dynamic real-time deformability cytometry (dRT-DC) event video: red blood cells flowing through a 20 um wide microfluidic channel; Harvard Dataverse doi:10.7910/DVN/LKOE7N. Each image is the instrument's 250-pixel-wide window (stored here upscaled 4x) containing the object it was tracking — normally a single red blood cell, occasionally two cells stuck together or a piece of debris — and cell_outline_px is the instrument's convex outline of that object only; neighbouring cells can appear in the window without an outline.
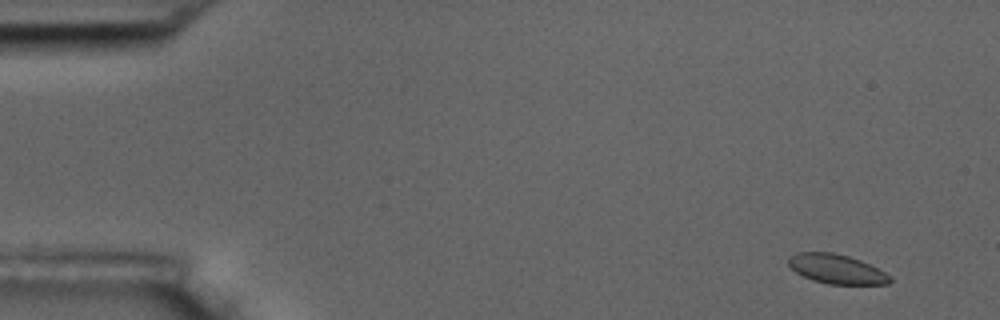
{"species": "common noctule bat (a hibernating species)", "species_latin": "Nyctalus noctula", "temperature_condition": "room temperature", "stored_images_in_passage": 6, "camera_frame_rate_fps": 3000, "um_per_image_px": 0.085, "animal": {"sex": "male", "body_mass_g": 17.5, "forearm_length_mm": 52.3}, "frame": {"image": 1, "passage_image": 1, "time_ms": 0.0, "image_size_px": [1000, 320], "cell_outline_px": [[892, 280], [888, 284], [828, 284], [812, 280], [796, 272], [788, 264], [788, 256], [800, 252], [832, 252], [848, 256], [860, 260], [892, 276]], "centroid_in_image_um": [71.1, 22.87], "position_along_channel_um": 13.9, "area_um2": 17.28}}
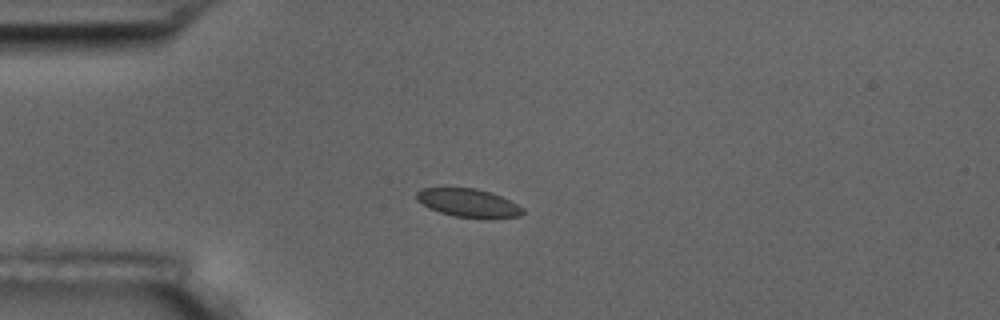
{"frame": {"image": 2, "passage_image": 4, "time_ms": 3.667, "image_size_px": [1000, 320], "cell_outline_px": [[524, 212], [520, 216], [488, 220], [484, 220], [452, 216], [428, 208], [416, 200], [416, 192], [420, 188], [444, 184], [476, 188], [492, 192], [524, 208]], "centroid_in_image_um": [39.74, 17.22], "position_along_channel_um": 45.3, "area_um2": 18.84}}